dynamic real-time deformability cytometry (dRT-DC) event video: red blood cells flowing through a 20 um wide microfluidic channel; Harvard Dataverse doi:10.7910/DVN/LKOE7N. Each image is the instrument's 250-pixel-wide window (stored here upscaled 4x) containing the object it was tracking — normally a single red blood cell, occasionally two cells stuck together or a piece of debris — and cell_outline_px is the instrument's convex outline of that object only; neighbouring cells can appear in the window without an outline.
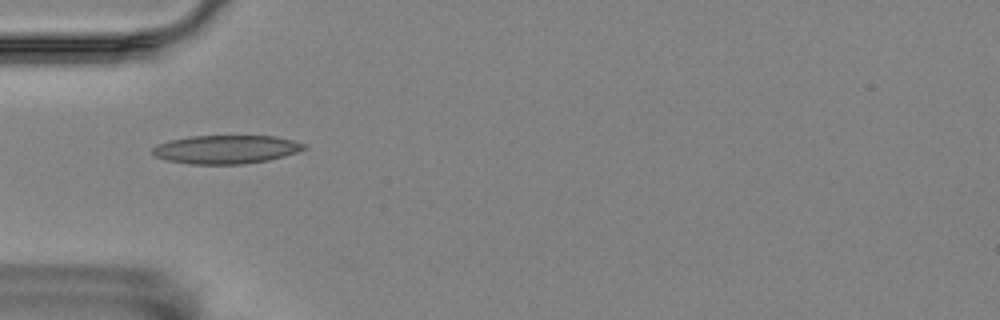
{"species": "Egyptian fruit bat (a non-hibernating species)", "species_latin": "Rousettus aegyptiacus", "temperature_condition": "room temperature", "stored_images_in_passage": 5, "camera_frame_rate_fps": 3000, "um_per_image_px": 0.085, "animal": {"sex": "female"}, "frame": {"image": 1, "passage_image": 5, "time_ms": 1.333, "image_size_px": [1000, 320], "cell_outline_px": [[308, 148], [284, 156], [268, 160], [240, 164], [192, 164], [164, 160], [156, 156], [152, 152], [152, 148], [156, 144], [168, 140], [188, 136], [276, 136], [292, 140], [304, 144]], "centroid_in_image_um": [19.17, 12.69], "position_along_channel_um": 65.8, "area_um2": 25.2}}